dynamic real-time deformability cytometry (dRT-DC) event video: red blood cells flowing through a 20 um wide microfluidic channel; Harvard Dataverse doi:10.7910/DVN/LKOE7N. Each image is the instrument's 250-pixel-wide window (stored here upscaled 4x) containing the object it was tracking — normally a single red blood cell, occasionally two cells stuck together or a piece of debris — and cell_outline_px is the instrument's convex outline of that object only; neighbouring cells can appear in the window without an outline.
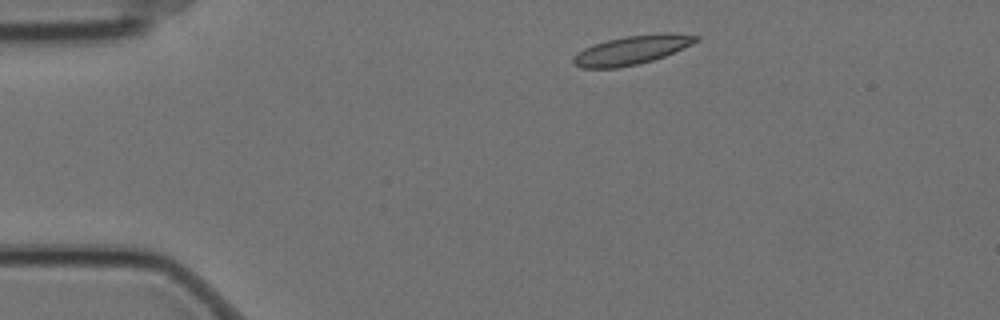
{"species": "Egyptian fruit bat (a non-hibernating species)", "species_latin": "Rousettus aegyptiacus", "temperature_condition": "cold", "stored_images_in_passage": 4, "camera_frame_rate_fps": 3000, "um_per_image_px": 0.085, "animal": {"sex": "female"}, "frame": {"image": 1, "passage_image": 1, "time_ms": 0.0, "image_size_px": [1000, 320], "cell_outline_px": [[700, 40], [692, 44], [664, 56], [652, 60], [636, 64], [616, 68], [580, 68], [572, 60], [572, 56], [584, 48], [592, 44], [624, 36], [660, 32], [672, 32], [700, 36]], "centroid_in_image_um": [53.72, 4.23], "position_along_channel_um": 31.3, "area_um2": 20.75}}
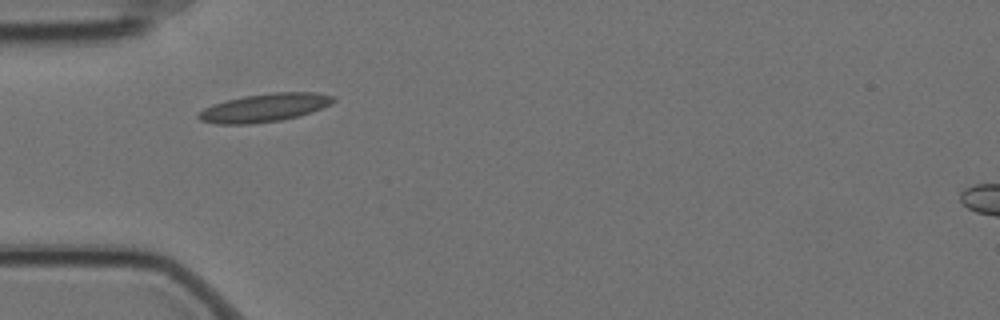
{"frame": {"image": 2, "passage_image": 3, "time_ms": 0.667, "image_size_px": [1000, 320], "cell_outline_px": [[336, 100], [312, 112], [300, 116], [280, 120], [252, 124], [216, 124], [200, 120], [196, 116], [196, 112], [212, 104], [244, 96], [276, 92], [316, 92], [336, 96]], "centroid_in_image_um": [22.46, 9.16], "position_along_channel_um": 62.5, "area_um2": 22.25}}
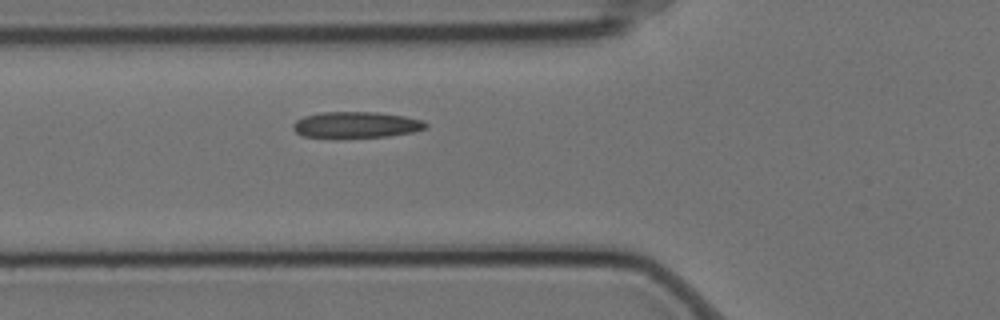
{"frame": {"image": 3, "passage_image": 4, "time_ms": 1.0, "image_size_px": [1000, 320], "cell_outline_px": [[428, 128], [412, 132], [388, 136], [336, 140], [332, 140], [300, 136], [292, 128], [292, 124], [296, 120], [304, 116], [320, 112], [380, 112], [404, 116], [424, 120], [428, 124]], "centroid_in_image_um": [30.22, 10.65], "position_along_channel_um": 95.6, "area_um2": 21.27}}